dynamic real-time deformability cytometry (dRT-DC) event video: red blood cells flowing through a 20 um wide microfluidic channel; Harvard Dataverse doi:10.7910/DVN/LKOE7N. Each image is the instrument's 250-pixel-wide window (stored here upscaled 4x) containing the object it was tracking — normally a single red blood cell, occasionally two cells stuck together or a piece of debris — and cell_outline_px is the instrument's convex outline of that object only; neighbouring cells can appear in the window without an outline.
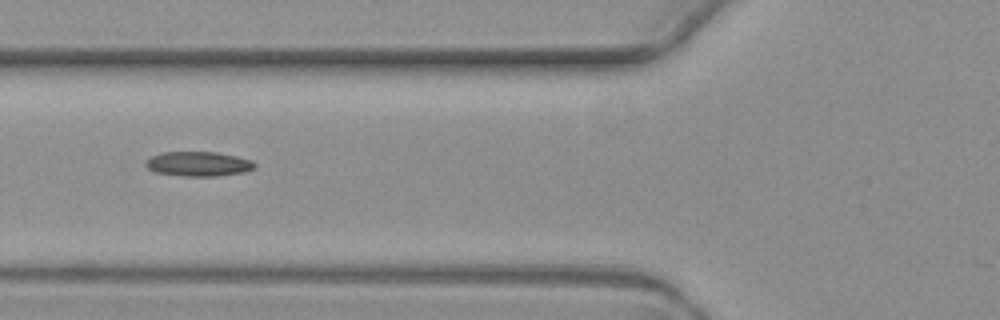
{"species": "common noctule bat (a hibernating species)", "species_latin": "Nyctalus noctula", "temperature_condition": "warm", "stored_images_in_passage": 10, "camera_frame_rate_fps": 3000, "um_per_image_px": 0.085, "animal": {"sex": "female", "body_mass_g": 19.3, "forearm_length_mm": 54.1}, "frame": {"image": 1, "passage_image": 6, "time_ms": 7.0, "image_size_px": [1000, 320], "cell_outline_px": [[256, 168], [244, 172], [216, 176], [184, 176], [152, 172], [144, 164], [144, 160], [152, 156], [164, 152], [216, 152], [236, 156], [252, 160], [256, 164]], "centroid_in_image_um": [16.85, 13.93], "position_along_channel_um": 109.0, "area_um2": 15.78}}
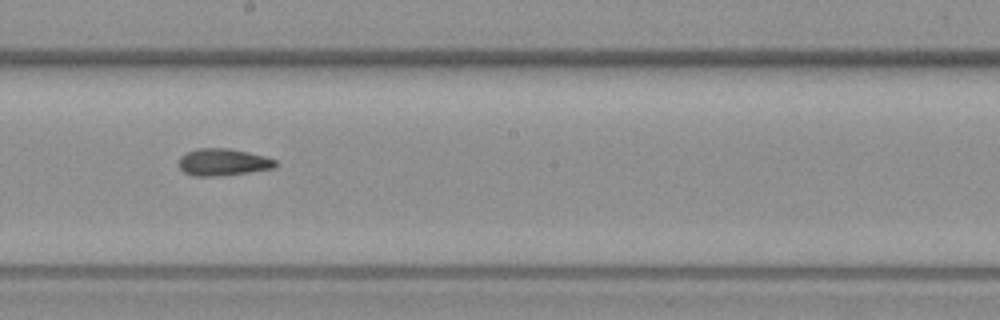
{"frame": {"image": 2, "passage_image": 9, "time_ms": 10.333, "image_size_px": [1000, 320], "cell_outline_px": [[276, 164], [272, 168], [244, 172], [212, 176], [192, 176], [184, 172], [180, 168], [180, 156], [188, 152], [200, 148], [228, 148], [248, 152], [264, 156], [276, 160]], "centroid_in_image_um": [18.92, 13.77], "position_along_channel_um": 229.3, "area_um2": 14.8}}
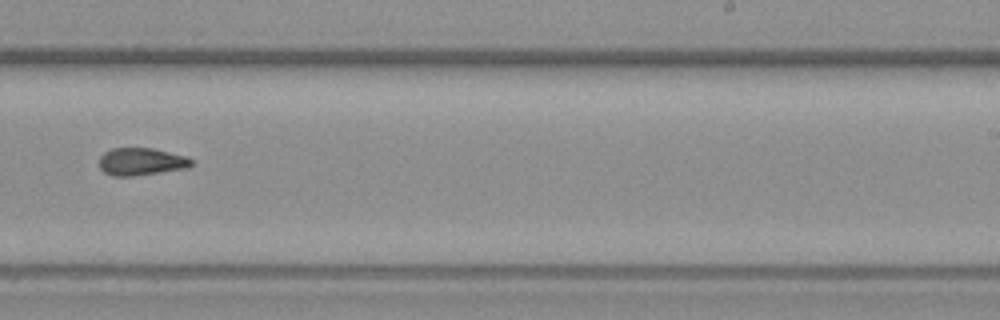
{"frame": {"image": 3, "passage_image": 10, "time_ms": 11.667, "image_size_px": [1000, 320], "cell_outline_px": [[192, 164], [188, 168], [132, 176], [112, 176], [104, 172], [100, 168], [100, 156], [104, 152], [112, 148], [152, 148], [188, 156], [192, 160]], "centroid_in_image_um": [12.01, 13.73], "position_along_channel_um": 277.0, "area_um2": 14.8}}